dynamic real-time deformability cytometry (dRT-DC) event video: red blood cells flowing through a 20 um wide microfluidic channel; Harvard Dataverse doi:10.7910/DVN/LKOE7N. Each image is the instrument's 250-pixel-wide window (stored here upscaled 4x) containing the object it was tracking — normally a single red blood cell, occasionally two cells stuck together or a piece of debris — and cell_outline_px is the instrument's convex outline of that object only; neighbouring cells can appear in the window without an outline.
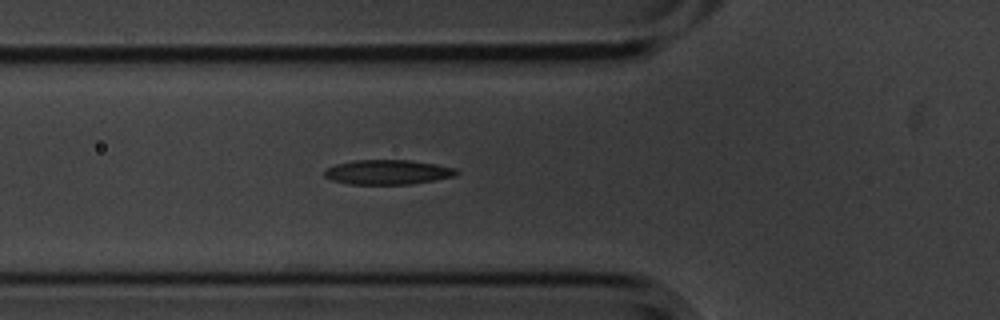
{"species": "common noctule bat (a hibernating species)", "species_latin": "Nyctalus noctula", "temperature_condition": "cold", "stored_images_in_passage": 5, "camera_frame_rate_fps": 3000, "um_per_image_px": 0.085, "animal": {"sex": "male", "body_mass_g": 20.1, "forearm_length_mm": 53.5}, "frame": {"image": 1, "passage_image": 4, "time_ms": 1.0, "image_size_px": [1000, 320], "cell_outline_px": [[460, 172], [456, 176], [436, 180], [412, 184], [348, 184], [332, 180], [324, 176], [324, 168], [336, 164], [352, 160], [408, 160], [436, 164], [456, 168]], "centroid_in_image_um": [32.96, 14.63], "position_along_channel_um": 92.8, "area_um2": 19.19}}